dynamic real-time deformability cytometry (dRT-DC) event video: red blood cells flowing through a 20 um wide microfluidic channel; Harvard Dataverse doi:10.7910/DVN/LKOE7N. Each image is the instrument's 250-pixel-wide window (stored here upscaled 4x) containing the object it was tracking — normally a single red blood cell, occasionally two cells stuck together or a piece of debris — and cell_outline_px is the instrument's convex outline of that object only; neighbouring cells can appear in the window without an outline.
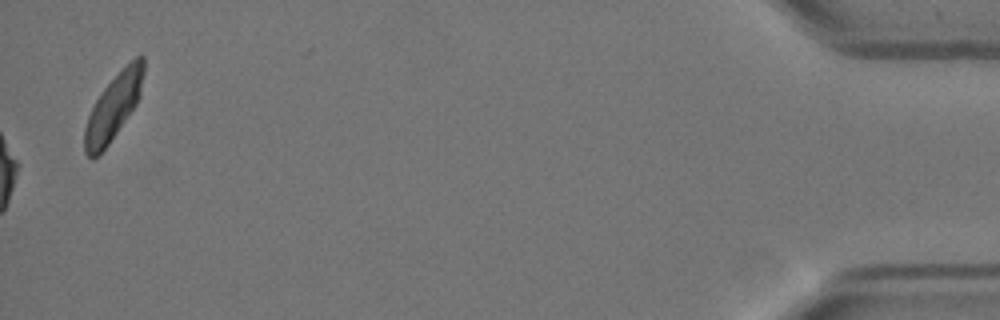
{"species": "Egyptian fruit bat (a non-hibernating species)", "species_latin": "Rousettus aegyptiacus", "temperature_condition": "warm", "stored_images_in_passage": 43, "camera_frame_rate_fps": 3000, "um_per_image_px": 0.085, "animal": {"sex": "female"}, "frame": {"image": 1, "passage_image": 43, "time_ms": 14.0, "image_size_px": [1000, 320], "cell_outline_px": [[144, 72], [140, 96], [136, 104], [108, 144], [92, 160], [84, 152], [84, 128], [88, 116], [96, 100], [104, 88], [136, 56], [144, 56]], "centroid_in_image_um": [9.63, 9.11], "position_along_channel_um": 425.6, "area_um2": 21.91}, "authors_computed_cell_mechanics": {"area_um2": 19.8832, "velocity_mm_per_s": 3.814, "shape_relaxation_time_tau1_ms": 5.5329, "shape_relaxation_time_tau2_ms": 9.3104, "deformation_change_tau1": 0.1732, "deformation_change_tau2": 0.1089}}